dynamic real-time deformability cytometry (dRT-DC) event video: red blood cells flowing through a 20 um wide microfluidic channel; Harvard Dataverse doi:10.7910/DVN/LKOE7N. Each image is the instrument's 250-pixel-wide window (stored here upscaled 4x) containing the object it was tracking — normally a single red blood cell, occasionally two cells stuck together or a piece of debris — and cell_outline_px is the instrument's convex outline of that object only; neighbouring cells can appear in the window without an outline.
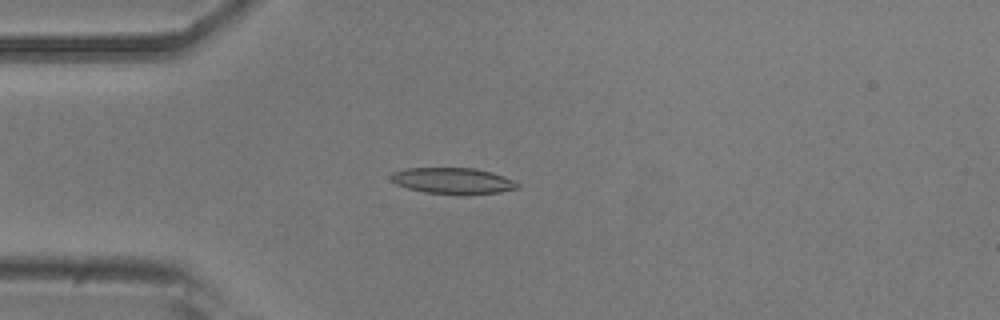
{"species": "common noctule bat (a hibernating species)", "species_latin": "Nyctalus noctula", "temperature_condition": "room temperature", "stored_images_in_passage": 39, "camera_frame_rate_fps": 3000, "um_per_image_px": 0.085, "animal": {"sex": "male", "body_mass_g": 20.5, "forearm_length_mm": 52.5}, "frame": {"image": 1, "passage_image": 5, "time_ms": 1.333, "image_size_px": [1000, 320], "cell_outline_px": [[520, 188], [500, 192], [424, 192], [408, 188], [396, 184], [388, 176], [392, 172], [404, 168], [476, 168], [492, 172], [504, 176], [520, 184]], "centroid_in_image_um": [38.46, 15.32], "position_along_channel_um": 46.5, "area_um2": 18.67}}
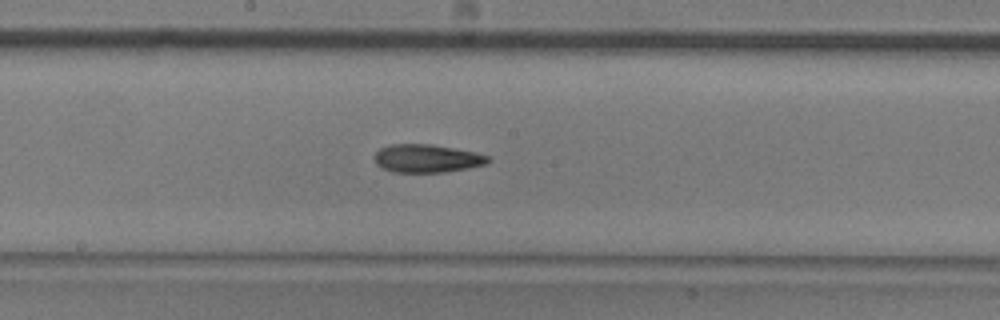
{"frame": {"image": 2, "passage_image": 19, "time_ms": 6.0, "image_size_px": [1000, 320], "cell_outline_px": [[492, 160], [488, 164], [468, 168], [444, 172], [392, 172], [376, 164], [376, 152], [380, 148], [388, 144], [432, 144], [476, 152], [488, 156]], "centroid_in_image_um": [36.33, 13.46], "position_along_channel_um": 211.9, "area_um2": 18.67}}
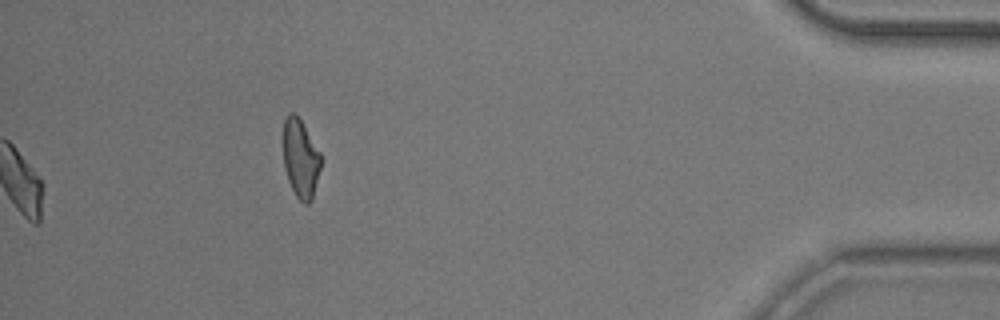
{"frame": {"image": 3, "passage_image": 39, "time_ms": 12.667, "image_size_px": [1000, 320], "cell_outline_px": [[320, 168], [312, 200], [308, 204], [304, 204], [296, 196], [288, 180], [284, 164], [284, 120], [288, 112], [292, 112], [300, 120], [320, 152]], "centroid_in_image_um": [25.54, 13.5], "position_along_channel_um": 409.7, "area_um2": 16.82}, "authors_computed_cell_mechanics": {"area_um2": 18.3804, "velocity_mm_per_s": 3.8188, "shape_relaxation_time_tau1_ms": null, "shape_relaxation_time_tau2_ms": 4.8913, "deformation_change_tau1": null, "deformation_change_tau2": 0.1326}}